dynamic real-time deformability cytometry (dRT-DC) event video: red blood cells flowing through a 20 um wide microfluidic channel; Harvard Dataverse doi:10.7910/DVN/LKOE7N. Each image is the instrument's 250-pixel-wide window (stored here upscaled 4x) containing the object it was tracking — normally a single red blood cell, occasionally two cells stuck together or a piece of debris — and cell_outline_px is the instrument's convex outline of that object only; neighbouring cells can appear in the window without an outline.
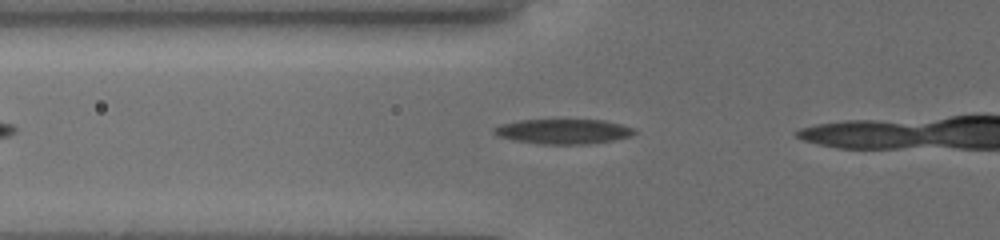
{"species": "common noctule bat (a hibernating species)", "species_latin": "Nyctalus noctula", "temperature_condition": "cold", "stored_images_in_passage": 15, "camera_frame_rate_fps": 3000, "um_per_image_px": 0.085, "animal": {"sex": "female", "body_mass_g": 19.5, "forearm_length_mm": 54.1}, "frame": {"image": 1, "passage_image": 5, "time_ms": 1.0, "image_size_px": [1000, 240], "cell_outline_px": [[636, 132], [632, 136], [612, 140], [588, 144], [540, 144], [512, 140], [496, 136], [492, 132], [492, 128], [500, 124], [520, 120], [604, 120], [636, 128]], "centroid_in_image_um": [47.85, 11.17], "position_along_channel_um": 78.0, "area_um2": 20.52}}
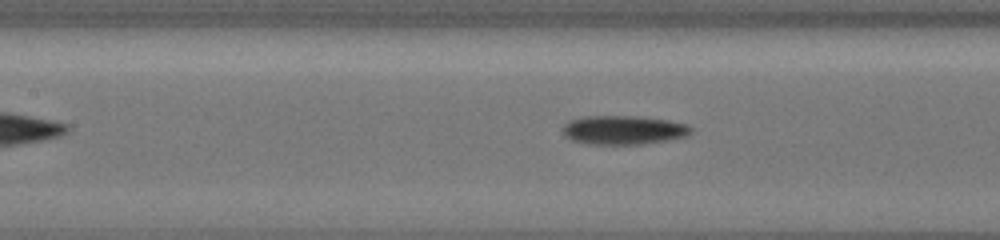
{"frame": {"image": 2, "passage_image": 11, "time_ms": 3.0, "image_size_px": [1000, 240], "cell_outline_px": [[692, 132], [684, 136], [664, 140], [640, 144], [588, 144], [572, 140], [560, 128], [568, 120], [584, 116], [636, 116], [668, 120], [688, 124], [692, 128]], "centroid_in_image_um": [52.96, 11.03], "position_along_channel_um": 154.4, "area_um2": 21.5}}
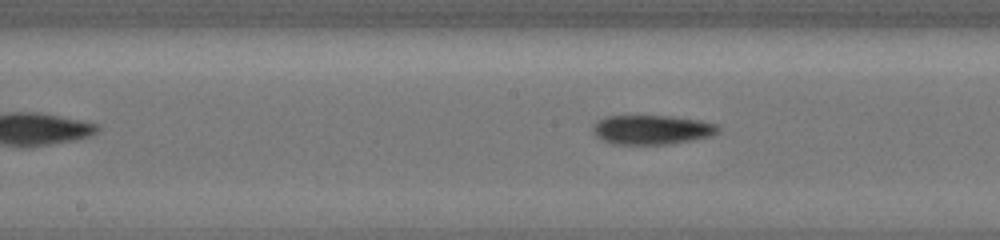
{"frame": {"image": 3, "passage_image": 14, "time_ms": 4.0, "image_size_px": [1000, 240], "cell_outline_px": [[720, 128], [712, 136], [692, 140], [668, 144], [612, 144], [596, 136], [592, 132], [592, 124], [604, 116], [672, 116], [700, 120], [716, 124]], "centroid_in_image_um": [55.38, 11.02], "position_along_channel_um": 192.8, "area_um2": 21.5}}